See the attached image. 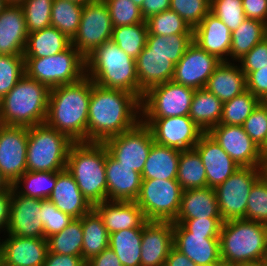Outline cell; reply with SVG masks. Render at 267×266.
Segmentation results:
<instances>
[{
  "label": "cell",
  "instance_id": "20",
  "mask_svg": "<svg viewBox=\"0 0 267 266\" xmlns=\"http://www.w3.org/2000/svg\"><path fill=\"white\" fill-rule=\"evenodd\" d=\"M4 235L0 236L2 265L42 266L44 264L48 252L46 238Z\"/></svg>",
  "mask_w": 267,
  "mask_h": 266
},
{
  "label": "cell",
  "instance_id": "69",
  "mask_svg": "<svg viewBox=\"0 0 267 266\" xmlns=\"http://www.w3.org/2000/svg\"><path fill=\"white\" fill-rule=\"evenodd\" d=\"M6 3L4 0H0V12H2V10L6 7Z\"/></svg>",
  "mask_w": 267,
  "mask_h": 266
},
{
  "label": "cell",
  "instance_id": "24",
  "mask_svg": "<svg viewBox=\"0 0 267 266\" xmlns=\"http://www.w3.org/2000/svg\"><path fill=\"white\" fill-rule=\"evenodd\" d=\"M105 172L107 179V200L135 201L138 198L142 183L141 173L115 160L108 153L107 148Z\"/></svg>",
  "mask_w": 267,
  "mask_h": 266
},
{
  "label": "cell",
  "instance_id": "58",
  "mask_svg": "<svg viewBox=\"0 0 267 266\" xmlns=\"http://www.w3.org/2000/svg\"><path fill=\"white\" fill-rule=\"evenodd\" d=\"M82 260V255L47 253L42 266H78Z\"/></svg>",
  "mask_w": 267,
  "mask_h": 266
},
{
  "label": "cell",
  "instance_id": "70",
  "mask_svg": "<svg viewBox=\"0 0 267 266\" xmlns=\"http://www.w3.org/2000/svg\"><path fill=\"white\" fill-rule=\"evenodd\" d=\"M216 266H238V265H235V264H228V263H224V262H220L218 265Z\"/></svg>",
  "mask_w": 267,
  "mask_h": 266
},
{
  "label": "cell",
  "instance_id": "60",
  "mask_svg": "<svg viewBox=\"0 0 267 266\" xmlns=\"http://www.w3.org/2000/svg\"><path fill=\"white\" fill-rule=\"evenodd\" d=\"M89 261L92 266H122L115 252L109 247Z\"/></svg>",
  "mask_w": 267,
  "mask_h": 266
},
{
  "label": "cell",
  "instance_id": "67",
  "mask_svg": "<svg viewBox=\"0 0 267 266\" xmlns=\"http://www.w3.org/2000/svg\"><path fill=\"white\" fill-rule=\"evenodd\" d=\"M78 266H92L89 260H82Z\"/></svg>",
  "mask_w": 267,
  "mask_h": 266
},
{
  "label": "cell",
  "instance_id": "30",
  "mask_svg": "<svg viewBox=\"0 0 267 266\" xmlns=\"http://www.w3.org/2000/svg\"><path fill=\"white\" fill-rule=\"evenodd\" d=\"M221 218L214 188L183 191L176 219Z\"/></svg>",
  "mask_w": 267,
  "mask_h": 266
},
{
  "label": "cell",
  "instance_id": "39",
  "mask_svg": "<svg viewBox=\"0 0 267 266\" xmlns=\"http://www.w3.org/2000/svg\"><path fill=\"white\" fill-rule=\"evenodd\" d=\"M47 253L82 255V219H73L61 232L46 238Z\"/></svg>",
  "mask_w": 267,
  "mask_h": 266
},
{
  "label": "cell",
  "instance_id": "27",
  "mask_svg": "<svg viewBox=\"0 0 267 266\" xmlns=\"http://www.w3.org/2000/svg\"><path fill=\"white\" fill-rule=\"evenodd\" d=\"M48 199L74 219H80L93 209L66 169L57 172L56 185Z\"/></svg>",
  "mask_w": 267,
  "mask_h": 266
},
{
  "label": "cell",
  "instance_id": "16",
  "mask_svg": "<svg viewBox=\"0 0 267 266\" xmlns=\"http://www.w3.org/2000/svg\"><path fill=\"white\" fill-rule=\"evenodd\" d=\"M240 167H259L261 149L243 126L217 125L207 132Z\"/></svg>",
  "mask_w": 267,
  "mask_h": 266
},
{
  "label": "cell",
  "instance_id": "25",
  "mask_svg": "<svg viewBox=\"0 0 267 266\" xmlns=\"http://www.w3.org/2000/svg\"><path fill=\"white\" fill-rule=\"evenodd\" d=\"M102 218L109 234L130 228H143L147 222L143 210L135 201L105 200L93 206Z\"/></svg>",
  "mask_w": 267,
  "mask_h": 266
},
{
  "label": "cell",
  "instance_id": "54",
  "mask_svg": "<svg viewBox=\"0 0 267 266\" xmlns=\"http://www.w3.org/2000/svg\"><path fill=\"white\" fill-rule=\"evenodd\" d=\"M238 64L245 76L250 72L257 71V67L267 65V39L256 44L248 53H246Z\"/></svg>",
  "mask_w": 267,
  "mask_h": 266
},
{
  "label": "cell",
  "instance_id": "48",
  "mask_svg": "<svg viewBox=\"0 0 267 266\" xmlns=\"http://www.w3.org/2000/svg\"><path fill=\"white\" fill-rule=\"evenodd\" d=\"M244 219L267 224V182L261 176L248 196Z\"/></svg>",
  "mask_w": 267,
  "mask_h": 266
},
{
  "label": "cell",
  "instance_id": "23",
  "mask_svg": "<svg viewBox=\"0 0 267 266\" xmlns=\"http://www.w3.org/2000/svg\"><path fill=\"white\" fill-rule=\"evenodd\" d=\"M232 32L209 12L193 29V42L221 61H230Z\"/></svg>",
  "mask_w": 267,
  "mask_h": 266
},
{
  "label": "cell",
  "instance_id": "35",
  "mask_svg": "<svg viewBox=\"0 0 267 266\" xmlns=\"http://www.w3.org/2000/svg\"><path fill=\"white\" fill-rule=\"evenodd\" d=\"M142 228L123 229L109 234L111 248L122 266H141Z\"/></svg>",
  "mask_w": 267,
  "mask_h": 266
},
{
  "label": "cell",
  "instance_id": "45",
  "mask_svg": "<svg viewBox=\"0 0 267 266\" xmlns=\"http://www.w3.org/2000/svg\"><path fill=\"white\" fill-rule=\"evenodd\" d=\"M53 0H24L20 5L28 34L51 26Z\"/></svg>",
  "mask_w": 267,
  "mask_h": 266
},
{
  "label": "cell",
  "instance_id": "29",
  "mask_svg": "<svg viewBox=\"0 0 267 266\" xmlns=\"http://www.w3.org/2000/svg\"><path fill=\"white\" fill-rule=\"evenodd\" d=\"M135 61L139 87L144 93L152 86L172 81L175 64L167 55L148 53L145 46Z\"/></svg>",
  "mask_w": 267,
  "mask_h": 266
},
{
  "label": "cell",
  "instance_id": "73",
  "mask_svg": "<svg viewBox=\"0 0 267 266\" xmlns=\"http://www.w3.org/2000/svg\"><path fill=\"white\" fill-rule=\"evenodd\" d=\"M265 38L267 39V23H266V35H265Z\"/></svg>",
  "mask_w": 267,
  "mask_h": 266
},
{
  "label": "cell",
  "instance_id": "57",
  "mask_svg": "<svg viewBox=\"0 0 267 266\" xmlns=\"http://www.w3.org/2000/svg\"><path fill=\"white\" fill-rule=\"evenodd\" d=\"M11 186L7 190L0 191V235H4L7 232L9 217H10V208H11V198H12Z\"/></svg>",
  "mask_w": 267,
  "mask_h": 266
},
{
  "label": "cell",
  "instance_id": "64",
  "mask_svg": "<svg viewBox=\"0 0 267 266\" xmlns=\"http://www.w3.org/2000/svg\"><path fill=\"white\" fill-rule=\"evenodd\" d=\"M6 5L20 6L24 0H4Z\"/></svg>",
  "mask_w": 267,
  "mask_h": 266
},
{
  "label": "cell",
  "instance_id": "59",
  "mask_svg": "<svg viewBox=\"0 0 267 266\" xmlns=\"http://www.w3.org/2000/svg\"><path fill=\"white\" fill-rule=\"evenodd\" d=\"M140 9L146 21L153 15L170 10V0H144Z\"/></svg>",
  "mask_w": 267,
  "mask_h": 266
},
{
  "label": "cell",
  "instance_id": "2",
  "mask_svg": "<svg viewBox=\"0 0 267 266\" xmlns=\"http://www.w3.org/2000/svg\"><path fill=\"white\" fill-rule=\"evenodd\" d=\"M91 79L50 89L45 124L66 134L73 142H87Z\"/></svg>",
  "mask_w": 267,
  "mask_h": 266
},
{
  "label": "cell",
  "instance_id": "12",
  "mask_svg": "<svg viewBox=\"0 0 267 266\" xmlns=\"http://www.w3.org/2000/svg\"><path fill=\"white\" fill-rule=\"evenodd\" d=\"M112 31V20L105 1L94 0L84 5L71 45L86 58L104 42L111 40Z\"/></svg>",
  "mask_w": 267,
  "mask_h": 266
},
{
  "label": "cell",
  "instance_id": "4",
  "mask_svg": "<svg viewBox=\"0 0 267 266\" xmlns=\"http://www.w3.org/2000/svg\"><path fill=\"white\" fill-rule=\"evenodd\" d=\"M221 262L252 264L267 261V224L246 219L222 223L219 235Z\"/></svg>",
  "mask_w": 267,
  "mask_h": 266
},
{
  "label": "cell",
  "instance_id": "13",
  "mask_svg": "<svg viewBox=\"0 0 267 266\" xmlns=\"http://www.w3.org/2000/svg\"><path fill=\"white\" fill-rule=\"evenodd\" d=\"M153 143V134L142 121L132 129L103 142L115 160L139 173H142Z\"/></svg>",
  "mask_w": 267,
  "mask_h": 266
},
{
  "label": "cell",
  "instance_id": "49",
  "mask_svg": "<svg viewBox=\"0 0 267 266\" xmlns=\"http://www.w3.org/2000/svg\"><path fill=\"white\" fill-rule=\"evenodd\" d=\"M210 12L218 17L231 32L247 19L242 0H211Z\"/></svg>",
  "mask_w": 267,
  "mask_h": 266
},
{
  "label": "cell",
  "instance_id": "33",
  "mask_svg": "<svg viewBox=\"0 0 267 266\" xmlns=\"http://www.w3.org/2000/svg\"><path fill=\"white\" fill-rule=\"evenodd\" d=\"M223 102L205 88L197 89L191 102L189 117L203 131L217 126L222 117Z\"/></svg>",
  "mask_w": 267,
  "mask_h": 266
},
{
  "label": "cell",
  "instance_id": "66",
  "mask_svg": "<svg viewBox=\"0 0 267 266\" xmlns=\"http://www.w3.org/2000/svg\"><path fill=\"white\" fill-rule=\"evenodd\" d=\"M70 1L84 6L85 4L92 2L94 0H70Z\"/></svg>",
  "mask_w": 267,
  "mask_h": 266
},
{
  "label": "cell",
  "instance_id": "55",
  "mask_svg": "<svg viewBox=\"0 0 267 266\" xmlns=\"http://www.w3.org/2000/svg\"><path fill=\"white\" fill-rule=\"evenodd\" d=\"M246 88L260 101L267 98V65L257 67V71L246 76Z\"/></svg>",
  "mask_w": 267,
  "mask_h": 266
},
{
  "label": "cell",
  "instance_id": "50",
  "mask_svg": "<svg viewBox=\"0 0 267 266\" xmlns=\"http://www.w3.org/2000/svg\"><path fill=\"white\" fill-rule=\"evenodd\" d=\"M211 0H170V10L183 18L192 29L210 12Z\"/></svg>",
  "mask_w": 267,
  "mask_h": 266
},
{
  "label": "cell",
  "instance_id": "31",
  "mask_svg": "<svg viewBox=\"0 0 267 266\" xmlns=\"http://www.w3.org/2000/svg\"><path fill=\"white\" fill-rule=\"evenodd\" d=\"M180 152L154 142L141 173L142 180H176Z\"/></svg>",
  "mask_w": 267,
  "mask_h": 266
},
{
  "label": "cell",
  "instance_id": "21",
  "mask_svg": "<svg viewBox=\"0 0 267 266\" xmlns=\"http://www.w3.org/2000/svg\"><path fill=\"white\" fill-rule=\"evenodd\" d=\"M173 247V222L147 221L142 228L141 266H164Z\"/></svg>",
  "mask_w": 267,
  "mask_h": 266
},
{
  "label": "cell",
  "instance_id": "42",
  "mask_svg": "<svg viewBox=\"0 0 267 266\" xmlns=\"http://www.w3.org/2000/svg\"><path fill=\"white\" fill-rule=\"evenodd\" d=\"M83 7L70 0H53L51 26L72 40L77 34Z\"/></svg>",
  "mask_w": 267,
  "mask_h": 266
},
{
  "label": "cell",
  "instance_id": "41",
  "mask_svg": "<svg viewBox=\"0 0 267 266\" xmlns=\"http://www.w3.org/2000/svg\"><path fill=\"white\" fill-rule=\"evenodd\" d=\"M147 22L113 27L111 40L127 55L136 59L146 46Z\"/></svg>",
  "mask_w": 267,
  "mask_h": 266
},
{
  "label": "cell",
  "instance_id": "7",
  "mask_svg": "<svg viewBox=\"0 0 267 266\" xmlns=\"http://www.w3.org/2000/svg\"><path fill=\"white\" fill-rule=\"evenodd\" d=\"M74 142L45 123L28 127L27 171L58 172L66 169L70 146Z\"/></svg>",
  "mask_w": 267,
  "mask_h": 266
},
{
  "label": "cell",
  "instance_id": "56",
  "mask_svg": "<svg viewBox=\"0 0 267 266\" xmlns=\"http://www.w3.org/2000/svg\"><path fill=\"white\" fill-rule=\"evenodd\" d=\"M242 5L247 19L267 23V0H242Z\"/></svg>",
  "mask_w": 267,
  "mask_h": 266
},
{
  "label": "cell",
  "instance_id": "18",
  "mask_svg": "<svg viewBox=\"0 0 267 266\" xmlns=\"http://www.w3.org/2000/svg\"><path fill=\"white\" fill-rule=\"evenodd\" d=\"M40 210L41 200L20 195L13 189L9 224L5 234L45 238Z\"/></svg>",
  "mask_w": 267,
  "mask_h": 266
},
{
  "label": "cell",
  "instance_id": "32",
  "mask_svg": "<svg viewBox=\"0 0 267 266\" xmlns=\"http://www.w3.org/2000/svg\"><path fill=\"white\" fill-rule=\"evenodd\" d=\"M71 40L56 27L50 26L28 34L24 58H45L66 50Z\"/></svg>",
  "mask_w": 267,
  "mask_h": 266
},
{
  "label": "cell",
  "instance_id": "3",
  "mask_svg": "<svg viewBox=\"0 0 267 266\" xmlns=\"http://www.w3.org/2000/svg\"><path fill=\"white\" fill-rule=\"evenodd\" d=\"M86 75L98 86L135 94L140 100L136 61L112 40L104 42L86 58Z\"/></svg>",
  "mask_w": 267,
  "mask_h": 266
},
{
  "label": "cell",
  "instance_id": "34",
  "mask_svg": "<svg viewBox=\"0 0 267 266\" xmlns=\"http://www.w3.org/2000/svg\"><path fill=\"white\" fill-rule=\"evenodd\" d=\"M81 219L83 229L82 259L90 260L109 247V233L102 218L94 209L83 215Z\"/></svg>",
  "mask_w": 267,
  "mask_h": 266
},
{
  "label": "cell",
  "instance_id": "43",
  "mask_svg": "<svg viewBox=\"0 0 267 266\" xmlns=\"http://www.w3.org/2000/svg\"><path fill=\"white\" fill-rule=\"evenodd\" d=\"M261 101L249 90L223 103L222 117L218 125L243 126L245 120Z\"/></svg>",
  "mask_w": 267,
  "mask_h": 266
},
{
  "label": "cell",
  "instance_id": "52",
  "mask_svg": "<svg viewBox=\"0 0 267 266\" xmlns=\"http://www.w3.org/2000/svg\"><path fill=\"white\" fill-rule=\"evenodd\" d=\"M40 211L45 238L61 232L74 219L58 209L49 199L41 200Z\"/></svg>",
  "mask_w": 267,
  "mask_h": 266
},
{
  "label": "cell",
  "instance_id": "72",
  "mask_svg": "<svg viewBox=\"0 0 267 266\" xmlns=\"http://www.w3.org/2000/svg\"><path fill=\"white\" fill-rule=\"evenodd\" d=\"M0 266H2V257H1V252H0Z\"/></svg>",
  "mask_w": 267,
  "mask_h": 266
},
{
  "label": "cell",
  "instance_id": "1",
  "mask_svg": "<svg viewBox=\"0 0 267 266\" xmlns=\"http://www.w3.org/2000/svg\"><path fill=\"white\" fill-rule=\"evenodd\" d=\"M141 121V100L132 93L98 86L91 80L87 142L103 143Z\"/></svg>",
  "mask_w": 267,
  "mask_h": 266
},
{
  "label": "cell",
  "instance_id": "63",
  "mask_svg": "<svg viewBox=\"0 0 267 266\" xmlns=\"http://www.w3.org/2000/svg\"><path fill=\"white\" fill-rule=\"evenodd\" d=\"M12 185H10L7 180L2 176L1 172H0V191L3 190H7L11 187Z\"/></svg>",
  "mask_w": 267,
  "mask_h": 266
},
{
  "label": "cell",
  "instance_id": "8",
  "mask_svg": "<svg viewBox=\"0 0 267 266\" xmlns=\"http://www.w3.org/2000/svg\"><path fill=\"white\" fill-rule=\"evenodd\" d=\"M25 74L49 89L71 84L86 76L85 57L72 45L45 58H24Z\"/></svg>",
  "mask_w": 267,
  "mask_h": 266
},
{
  "label": "cell",
  "instance_id": "65",
  "mask_svg": "<svg viewBox=\"0 0 267 266\" xmlns=\"http://www.w3.org/2000/svg\"><path fill=\"white\" fill-rule=\"evenodd\" d=\"M267 261L259 262V263H252V264H239L238 266H266Z\"/></svg>",
  "mask_w": 267,
  "mask_h": 266
},
{
  "label": "cell",
  "instance_id": "15",
  "mask_svg": "<svg viewBox=\"0 0 267 266\" xmlns=\"http://www.w3.org/2000/svg\"><path fill=\"white\" fill-rule=\"evenodd\" d=\"M28 127L0 125V172L13 185L26 171Z\"/></svg>",
  "mask_w": 267,
  "mask_h": 266
},
{
  "label": "cell",
  "instance_id": "61",
  "mask_svg": "<svg viewBox=\"0 0 267 266\" xmlns=\"http://www.w3.org/2000/svg\"><path fill=\"white\" fill-rule=\"evenodd\" d=\"M164 266H195V264L185 254L173 247Z\"/></svg>",
  "mask_w": 267,
  "mask_h": 266
},
{
  "label": "cell",
  "instance_id": "53",
  "mask_svg": "<svg viewBox=\"0 0 267 266\" xmlns=\"http://www.w3.org/2000/svg\"><path fill=\"white\" fill-rule=\"evenodd\" d=\"M173 223L182 224L189 232L199 235H220L222 218L175 219Z\"/></svg>",
  "mask_w": 267,
  "mask_h": 266
},
{
  "label": "cell",
  "instance_id": "14",
  "mask_svg": "<svg viewBox=\"0 0 267 266\" xmlns=\"http://www.w3.org/2000/svg\"><path fill=\"white\" fill-rule=\"evenodd\" d=\"M154 142L180 151L193 149L204 133L189 116L141 118Z\"/></svg>",
  "mask_w": 267,
  "mask_h": 266
},
{
  "label": "cell",
  "instance_id": "6",
  "mask_svg": "<svg viewBox=\"0 0 267 266\" xmlns=\"http://www.w3.org/2000/svg\"><path fill=\"white\" fill-rule=\"evenodd\" d=\"M50 89L26 74L0 100V122L31 127L45 123Z\"/></svg>",
  "mask_w": 267,
  "mask_h": 266
},
{
  "label": "cell",
  "instance_id": "40",
  "mask_svg": "<svg viewBox=\"0 0 267 266\" xmlns=\"http://www.w3.org/2000/svg\"><path fill=\"white\" fill-rule=\"evenodd\" d=\"M192 43L193 34L163 36L151 35L148 32L146 46L148 53L167 55L169 60L176 65Z\"/></svg>",
  "mask_w": 267,
  "mask_h": 266
},
{
  "label": "cell",
  "instance_id": "46",
  "mask_svg": "<svg viewBox=\"0 0 267 266\" xmlns=\"http://www.w3.org/2000/svg\"><path fill=\"white\" fill-rule=\"evenodd\" d=\"M24 75V56L0 54V100L13 89Z\"/></svg>",
  "mask_w": 267,
  "mask_h": 266
},
{
  "label": "cell",
  "instance_id": "19",
  "mask_svg": "<svg viewBox=\"0 0 267 266\" xmlns=\"http://www.w3.org/2000/svg\"><path fill=\"white\" fill-rule=\"evenodd\" d=\"M174 247L195 265L216 266L221 262L219 235H199L173 223Z\"/></svg>",
  "mask_w": 267,
  "mask_h": 266
},
{
  "label": "cell",
  "instance_id": "11",
  "mask_svg": "<svg viewBox=\"0 0 267 266\" xmlns=\"http://www.w3.org/2000/svg\"><path fill=\"white\" fill-rule=\"evenodd\" d=\"M259 177V167H240L226 181L215 188L223 222L244 219L248 196Z\"/></svg>",
  "mask_w": 267,
  "mask_h": 266
},
{
  "label": "cell",
  "instance_id": "5",
  "mask_svg": "<svg viewBox=\"0 0 267 266\" xmlns=\"http://www.w3.org/2000/svg\"><path fill=\"white\" fill-rule=\"evenodd\" d=\"M106 146L98 142H74L68 152L66 170L94 206L107 200Z\"/></svg>",
  "mask_w": 267,
  "mask_h": 266
},
{
  "label": "cell",
  "instance_id": "28",
  "mask_svg": "<svg viewBox=\"0 0 267 266\" xmlns=\"http://www.w3.org/2000/svg\"><path fill=\"white\" fill-rule=\"evenodd\" d=\"M204 88L224 103L247 90L246 76L238 62L222 61Z\"/></svg>",
  "mask_w": 267,
  "mask_h": 266
},
{
  "label": "cell",
  "instance_id": "26",
  "mask_svg": "<svg viewBox=\"0 0 267 266\" xmlns=\"http://www.w3.org/2000/svg\"><path fill=\"white\" fill-rule=\"evenodd\" d=\"M27 37L22 7L7 5L0 12V54L23 56Z\"/></svg>",
  "mask_w": 267,
  "mask_h": 266
},
{
  "label": "cell",
  "instance_id": "22",
  "mask_svg": "<svg viewBox=\"0 0 267 266\" xmlns=\"http://www.w3.org/2000/svg\"><path fill=\"white\" fill-rule=\"evenodd\" d=\"M194 148L205 167L207 187L215 189L240 168L207 132L201 135Z\"/></svg>",
  "mask_w": 267,
  "mask_h": 266
},
{
  "label": "cell",
  "instance_id": "68",
  "mask_svg": "<svg viewBox=\"0 0 267 266\" xmlns=\"http://www.w3.org/2000/svg\"><path fill=\"white\" fill-rule=\"evenodd\" d=\"M144 0H132V2L134 4H136L138 7H141L142 6V3H143Z\"/></svg>",
  "mask_w": 267,
  "mask_h": 266
},
{
  "label": "cell",
  "instance_id": "17",
  "mask_svg": "<svg viewBox=\"0 0 267 266\" xmlns=\"http://www.w3.org/2000/svg\"><path fill=\"white\" fill-rule=\"evenodd\" d=\"M221 62L193 42L175 65L172 81L194 90L202 89Z\"/></svg>",
  "mask_w": 267,
  "mask_h": 266
},
{
  "label": "cell",
  "instance_id": "36",
  "mask_svg": "<svg viewBox=\"0 0 267 266\" xmlns=\"http://www.w3.org/2000/svg\"><path fill=\"white\" fill-rule=\"evenodd\" d=\"M266 23L254 19H245L232 32L230 61L237 62L256 44L265 39Z\"/></svg>",
  "mask_w": 267,
  "mask_h": 266
},
{
  "label": "cell",
  "instance_id": "71",
  "mask_svg": "<svg viewBox=\"0 0 267 266\" xmlns=\"http://www.w3.org/2000/svg\"><path fill=\"white\" fill-rule=\"evenodd\" d=\"M261 153H262V154H267V143H266L265 146L261 149Z\"/></svg>",
  "mask_w": 267,
  "mask_h": 266
},
{
  "label": "cell",
  "instance_id": "38",
  "mask_svg": "<svg viewBox=\"0 0 267 266\" xmlns=\"http://www.w3.org/2000/svg\"><path fill=\"white\" fill-rule=\"evenodd\" d=\"M57 180V172L26 171L13 185V189L20 195L48 199Z\"/></svg>",
  "mask_w": 267,
  "mask_h": 266
},
{
  "label": "cell",
  "instance_id": "9",
  "mask_svg": "<svg viewBox=\"0 0 267 266\" xmlns=\"http://www.w3.org/2000/svg\"><path fill=\"white\" fill-rule=\"evenodd\" d=\"M183 189L177 180H142L137 205L147 221L173 222L178 214Z\"/></svg>",
  "mask_w": 267,
  "mask_h": 266
},
{
  "label": "cell",
  "instance_id": "44",
  "mask_svg": "<svg viewBox=\"0 0 267 266\" xmlns=\"http://www.w3.org/2000/svg\"><path fill=\"white\" fill-rule=\"evenodd\" d=\"M146 22L151 35L193 34L190 25L172 10L153 15Z\"/></svg>",
  "mask_w": 267,
  "mask_h": 266
},
{
  "label": "cell",
  "instance_id": "10",
  "mask_svg": "<svg viewBox=\"0 0 267 266\" xmlns=\"http://www.w3.org/2000/svg\"><path fill=\"white\" fill-rule=\"evenodd\" d=\"M194 91L174 81L150 87L141 100V118L188 116Z\"/></svg>",
  "mask_w": 267,
  "mask_h": 266
},
{
  "label": "cell",
  "instance_id": "47",
  "mask_svg": "<svg viewBox=\"0 0 267 266\" xmlns=\"http://www.w3.org/2000/svg\"><path fill=\"white\" fill-rule=\"evenodd\" d=\"M112 20L113 27L133 25L145 22L141 9L132 0H104Z\"/></svg>",
  "mask_w": 267,
  "mask_h": 266
},
{
  "label": "cell",
  "instance_id": "37",
  "mask_svg": "<svg viewBox=\"0 0 267 266\" xmlns=\"http://www.w3.org/2000/svg\"><path fill=\"white\" fill-rule=\"evenodd\" d=\"M176 180L183 191L207 187L205 167L195 148L180 152Z\"/></svg>",
  "mask_w": 267,
  "mask_h": 266
},
{
  "label": "cell",
  "instance_id": "62",
  "mask_svg": "<svg viewBox=\"0 0 267 266\" xmlns=\"http://www.w3.org/2000/svg\"><path fill=\"white\" fill-rule=\"evenodd\" d=\"M259 169L260 176L267 182V154H262Z\"/></svg>",
  "mask_w": 267,
  "mask_h": 266
},
{
  "label": "cell",
  "instance_id": "51",
  "mask_svg": "<svg viewBox=\"0 0 267 266\" xmlns=\"http://www.w3.org/2000/svg\"><path fill=\"white\" fill-rule=\"evenodd\" d=\"M243 128L255 144L262 149L267 143V104L261 101L245 120Z\"/></svg>",
  "mask_w": 267,
  "mask_h": 266
}]
</instances>
